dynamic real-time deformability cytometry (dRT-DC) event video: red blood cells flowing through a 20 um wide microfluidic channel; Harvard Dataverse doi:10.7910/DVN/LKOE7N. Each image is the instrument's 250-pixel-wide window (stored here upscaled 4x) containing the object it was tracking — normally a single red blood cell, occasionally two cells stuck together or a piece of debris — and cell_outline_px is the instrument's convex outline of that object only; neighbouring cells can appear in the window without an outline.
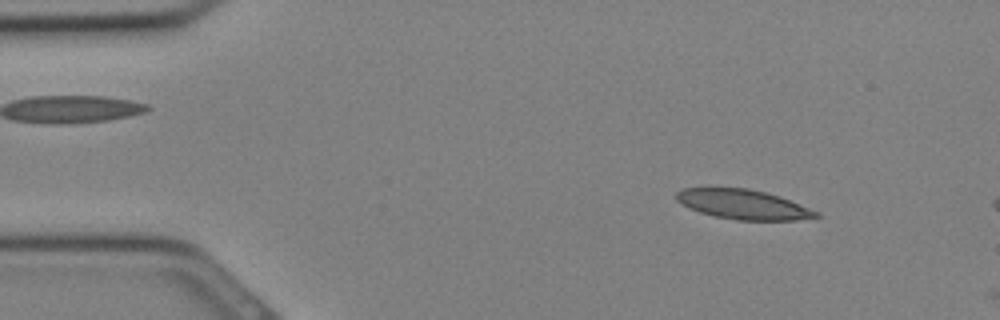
{"species": "Egyptian fruit bat (a non-hibernating species)", "species_latin": "Rousettus aegyptiacus", "temperature_condition": "cold", "stored_images_in_passage": 4, "camera_frame_rate_fps": 3000, "um_per_image_px": 0.085, "animal": {"sex": "female"}, "frame": {"image": 1, "passage_image": 3, "time_ms": 0.667, "image_size_px": [1000, 320], "cell_outline_px": [[820, 216], [796, 220], [736, 220], [716, 216], [700, 212], [688, 208], [676, 200], [676, 192], [684, 188], [748, 188], [780, 196], [820, 212]], "centroid_in_image_um": [63.17, 17.37], "position_along_channel_um": 21.8, "area_um2": 24.04}}